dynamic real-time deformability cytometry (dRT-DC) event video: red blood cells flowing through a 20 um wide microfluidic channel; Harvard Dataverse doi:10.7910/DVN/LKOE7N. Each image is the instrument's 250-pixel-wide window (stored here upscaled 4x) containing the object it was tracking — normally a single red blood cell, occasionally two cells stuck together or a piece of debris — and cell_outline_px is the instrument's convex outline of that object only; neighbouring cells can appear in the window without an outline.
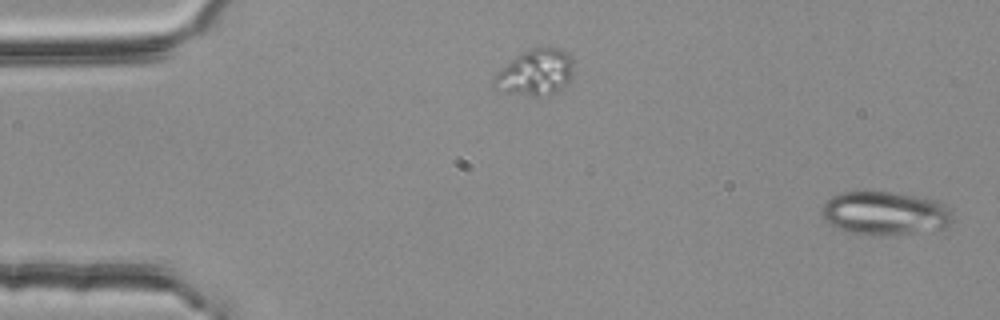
{"species": "common noctule bat (a hibernating species)", "species_latin": "Nyctalus noctula", "temperature_condition": "room temperature", "stored_images_in_passage": 53, "camera_frame_rate_fps": 3000, "um_per_image_px": 0.085, "animal": {"sex": "female", "body_mass_g": 25.1}, "frame": {"image": 1, "passage_image": 1, "time_ms": 0.0, "image_size_px": [1000, 320], "cell_outline_px": [[952, 224], [944, 228], [912, 232], [848, 232], [832, 224], [820, 212], [824, 204], [832, 196], [840, 192], [864, 188], [924, 196], [936, 200], [944, 204], [948, 208], [952, 216]], "centroid_in_image_um": [75.24, 18.01], "position_along_channel_um": 9.8, "area_um2": 32.89}}
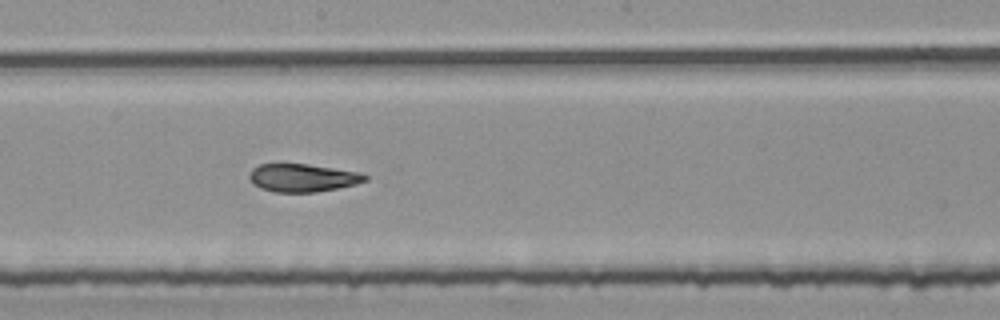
{"frame": {"image": 2, "passage_image": 29, "time_ms": 9.333, "image_size_px": [1000, 320], "cell_outline_px": [[368, 180], [356, 184], [316, 192], [276, 192], [260, 188], [252, 184], [248, 176], [252, 168], [260, 164], [308, 164], [360, 172], [368, 176]], "centroid_in_image_um": [25.71, 15.11], "position_along_channel_um": 222.5, "area_um2": 18.9}}
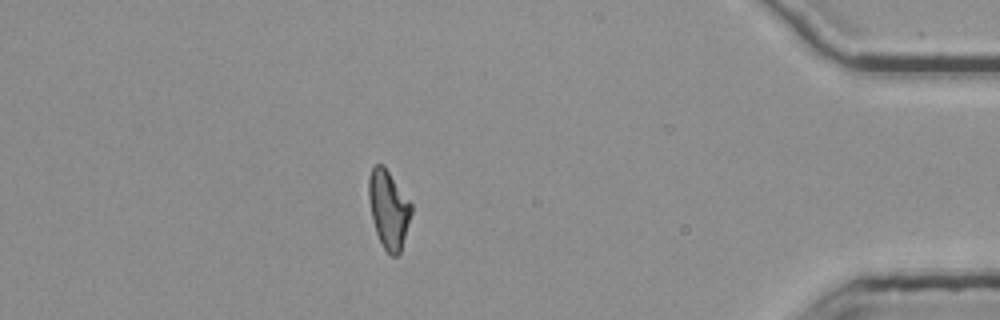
{"frame": {"image": 3, "passage_image": 47, "time_ms": 15.333, "image_size_px": [1000, 320], "cell_outline_px": [[412, 212], [400, 252], [396, 256], [392, 256], [384, 248], [376, 232], [372, 216], [368, 196], [368, 176], [372, 168], [376, 164], [384, 164], [412, 204]], "centroid_in_image_um": [33.03, 17.74], "position_along_channel_um": 402.2, "area_um2": 19.25}, "authors_computed_cell_mechanics": {"area_um2": 19.8254, "velocity_mm_per_s": 3.7763, "shape_relaxation_time_tau1_ms": 4.2801, "shape_relaxation_time_tau2_ms": 2.6226, "deformation_change_tau1": 0.1729, "deformation_change_tau2": 0.1025}}